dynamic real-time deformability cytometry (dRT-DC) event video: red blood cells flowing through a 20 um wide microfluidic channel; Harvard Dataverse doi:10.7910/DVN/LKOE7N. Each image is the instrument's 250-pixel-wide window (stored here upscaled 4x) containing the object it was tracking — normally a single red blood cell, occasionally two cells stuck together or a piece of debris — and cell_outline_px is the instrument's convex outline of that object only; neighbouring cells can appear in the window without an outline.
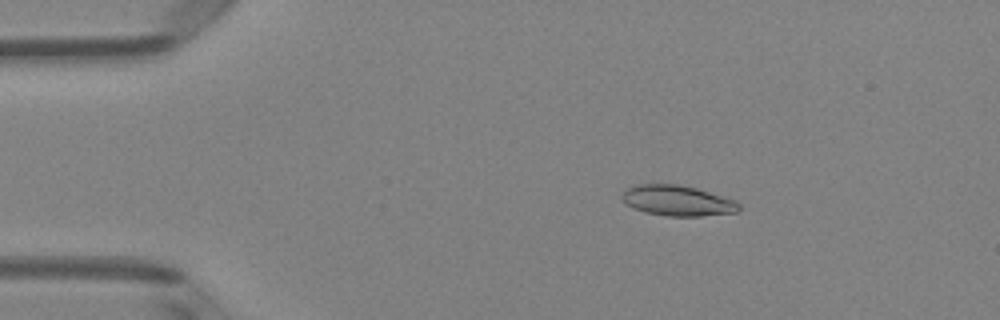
{"species": "Egyptian fruit bat (a non-hibernating species)", "species_latin": "Rousettus aegyptiacus", "temperature_condition": "room temperature", "stored_images_in_passage": 51, "camera_frame_rate_fps": 3000, "um_per_image_px": 0.085, "animal": {"sex": "female"}, "frame": {"image": 1, "passage_image": 9, "time_ms": 2.667, "image_size_px": [1000, 320], "cell_outline_px": [[740, 208], [736, 212], [700, 216], [668, 216], [644, 212], [632, 208], [620, 196], [628, 188], [636, 184], [680, 184], [696, 188], [736, 200], [740, 204]], "centroid_in_image_um": [57.59, 17.05], "position_along_channel_um": 27.4, "area_um2": 20.75}}
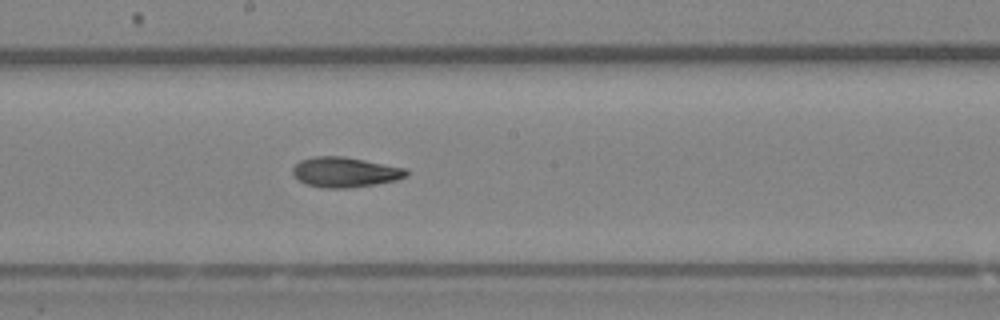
{"frame": {"image": 2, "passage_image": 28, "time_ms": 9.0, "image_size_px": [1000, 320], "cell_outline_px": [[408, 176], [396, 180], [376, 184], [348, 188], [320, 188], [304, 184], [292, 172], [292, 168], [300, 160], [312, 156], [344, 156], [408, 168]], "centroid_in_image_um": [29.34, 14.63], "position_along_channel_um": 218.9, "area_um2": 20.17}}
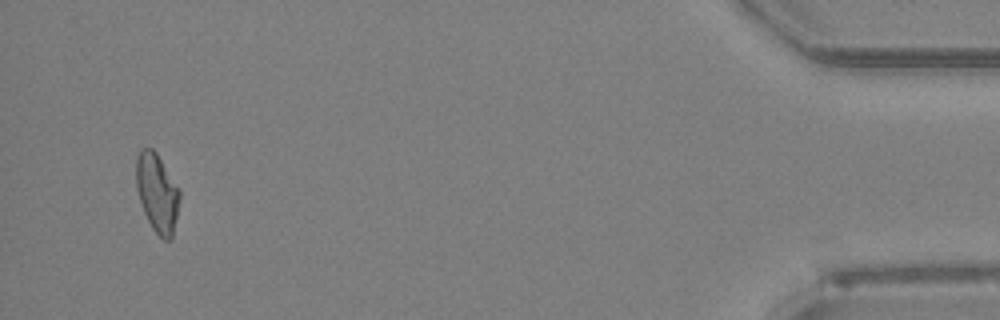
{"frame": {"image": 3, "passage_image": 49, "time_ms": 16.0, "image_size_px": [1000, 320], "cell_outline_px": [[180, 200], [172, 236], [168, 240], [164, 240], [152, 228], [144, 212], [136, 188], [136, 156], [140, 148], [152, 148], [156, 152], [180, 188]], "centroid_in_image_um": [13.36, 16.35], "position_along_channel_um": 421.8, "area_um2": 19.94}, "authors_computed_cell_mechanics": {"area_um2": 20.0566, "velocity_mm_per_s": 4.0177, "shape_relaxation_time_tau1_ms": 4.6061, "shape_relaxation_time_tau2_ms": 2.3754, "deformation_change_tau1": 0.1683, "deformation_change_tau2": 0.0969}}